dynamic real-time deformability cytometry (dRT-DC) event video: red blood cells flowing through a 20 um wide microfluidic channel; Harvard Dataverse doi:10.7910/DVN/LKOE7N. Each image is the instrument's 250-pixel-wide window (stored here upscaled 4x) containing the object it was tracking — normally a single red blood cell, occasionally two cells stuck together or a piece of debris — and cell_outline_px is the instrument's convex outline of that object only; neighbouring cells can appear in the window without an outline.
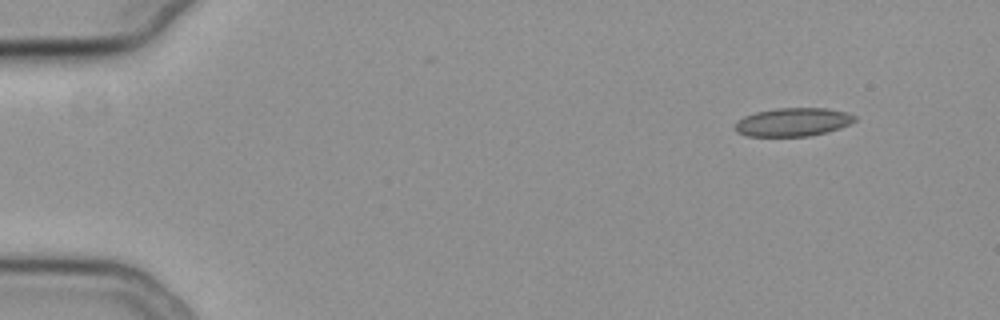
{"species": "common noctule bat (a hibernating species)", "species_latin": "Nyctalus noctula", "temperature_condition": "cold", "stored_images_in_passage": 50, "camera_frame_rate_fps": 3000, "um_per_image_px": 0.085, "animal": {"sex": "female", "body_mass_g": 19.3, "forearm_length_mm": 54.1}, "frame": {"image": 1, "passage_image": 1, "time_ms": 0.0, "image_size_px": [1000, 320], "cell_outline_px": [[856, 120], [840, 128], [828, 132], [808, 136], [748, 136], [736, 132], [732, 128], [744, 116], [756, 112], [776, 108], [828, 108], [848, 112], [856, 116]], "centroid_in_image_um": [67.41, 10.37], "position_along_channel_um": 17.6, "area_um2": 19.88}}
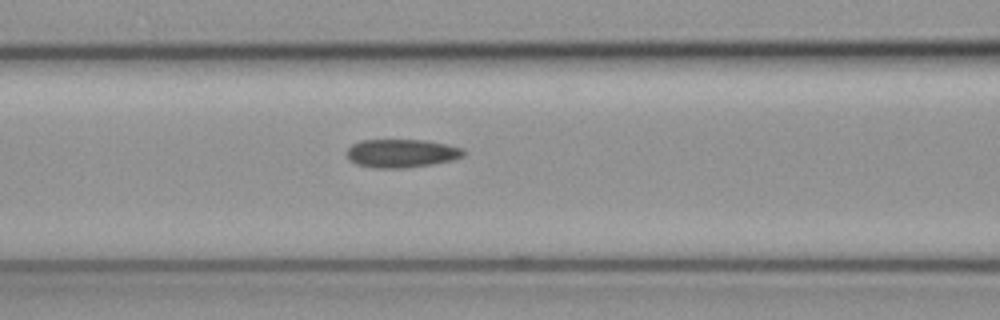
{"frame": {"image": 2, "passage_image": 19, "time_ms": 6.0, "image_size_px": [1000, 320], "cell_outline_px": [[464, 156], [452, 160], [432, 164], [404, 168], [376, 168], [356, 164], [348, 156], [348, 148], [352, 144], [360, 140], [428, 140], [448, 144], [464, 148]], "centroid_in_image_um": [34.17, 13.02], "position_along_channel_um": 132.4, "area_um2": 19.31}}
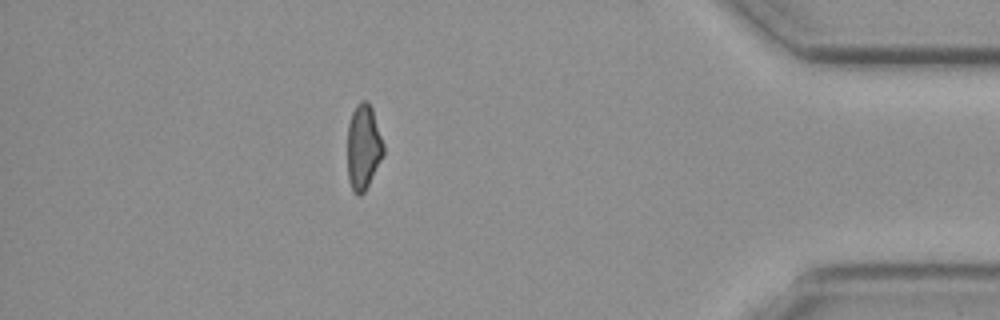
{"frame": {"image": 3, "passage_image": 44, "time_ms": 14.333, "image_size_px": [1000, 320], "cell_outline_px": [[384, 156], [364, 192], [360, 196], [356, 196], [352, 192], [348, 180], [348, 124], [352, 112], [356, 104], [360, 100], [364, 100], [372, 108], [384, 144]], "centroid_in_image_um": [30.89, 12.53], "position_along_channel_um": 404.3, "area_um2": 18.09}, "authors_computed_cell_mechanics": {"area_um2": 19.3341, "velocity_mm_per_s": 3.7901, "shape_relaxation_time_tau1_ms": null, "shape_relaxation_time_tau2_ms": 3.9139, "deformation_change_tau1": null, "deformation_change_tau2": 0.1086}}